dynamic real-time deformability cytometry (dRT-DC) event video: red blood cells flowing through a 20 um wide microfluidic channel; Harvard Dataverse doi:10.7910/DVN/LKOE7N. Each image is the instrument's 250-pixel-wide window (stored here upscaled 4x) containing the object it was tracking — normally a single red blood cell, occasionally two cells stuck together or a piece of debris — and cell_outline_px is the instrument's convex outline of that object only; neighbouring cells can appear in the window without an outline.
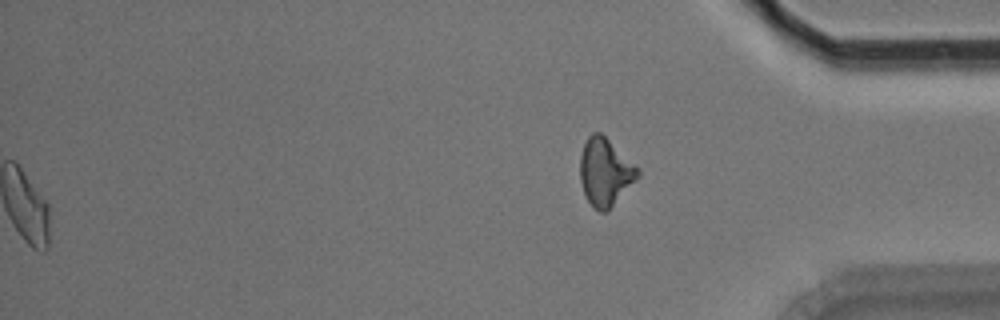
{"species": "Egyptian fruit bat (a non-hibernating species)", "species_latin": "Rousettus aegyptiacus", "temperature_condition": "room temperature", "stored_images_in_passage": 53, "segment_of_instrument_passage": [2, 2], "camera_frame_rate_fps": 3000, "um_per_image_px": 0.085, "animal": {"sex": "male"}, "frame": {"image": 1, "passage_image": 53, "time_ms": 17.333, "image_size_px": [1000, 320], "cell_outline_px": [[640, 176], [608, 212], [600, 212], [588, 200], [584, 192], [580, 180], [580, 156], [584, 144], [588, 136], [592, 132], [600, 132], [640, 172]], "centroid_in_image_um": [51.41, 14.66], "position_along_channel_um": 383.8, "area_um2": 22.2}}